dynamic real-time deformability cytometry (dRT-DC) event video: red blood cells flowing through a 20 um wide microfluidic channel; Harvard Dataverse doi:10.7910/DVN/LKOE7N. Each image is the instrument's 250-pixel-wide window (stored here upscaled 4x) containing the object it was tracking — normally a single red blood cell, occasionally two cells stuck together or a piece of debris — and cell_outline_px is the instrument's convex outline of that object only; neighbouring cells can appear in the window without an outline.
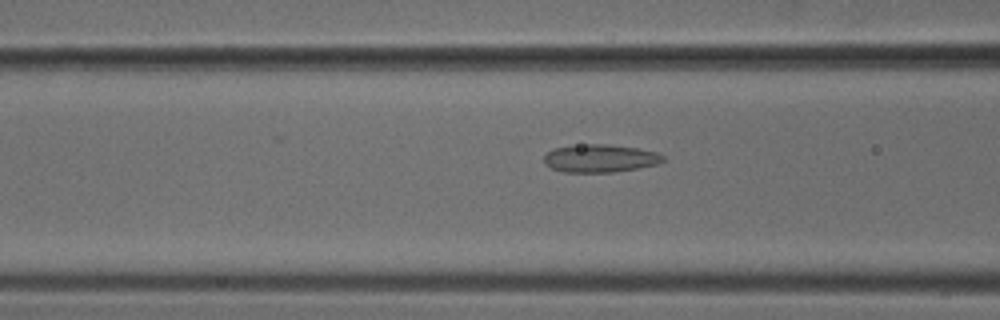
{"species": "common noctule bat (a hibernating species)", "species_latin": "Nyctalus noctula", "temperature_condition": "cold", "stored_images_in_passage": 35, "camera_frame_rate_fps": 3000, "um_per_image_px": 0.085, "animal": {"sex": "male", "body_mass_g": 18.8}, "frame": {"image": 1, "passage_image": 4, "time_ms": 1.0, "image_size_px": [1000, 320], "cell_outline_px": [[664, 160], [660, 164], [616, 172], [564, 172], [552, 168], [544, 164], [544, 156], [552, 148], [588, 144], [608, 144], [636, 148], [656, 152], [664, 156]], "centroid_in_image_um": [51.02, 13.46], "position_along_channel_um": 115.6, "area_um2": 19.36}}
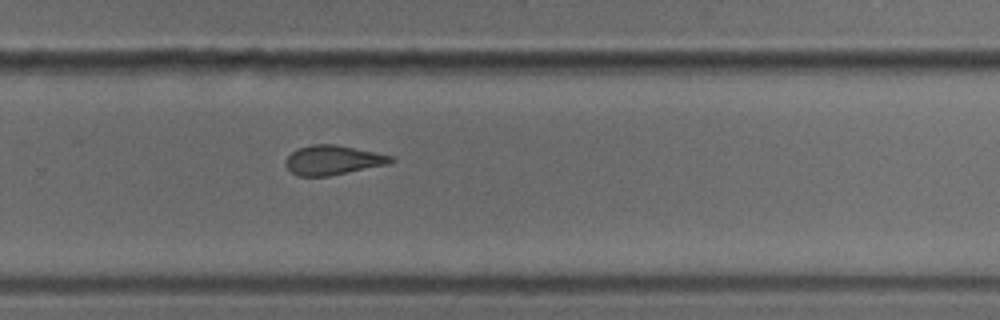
{"frame": {"image": 2, "passage_image": 18, "time_ms": 5.667, "image_size_px": [1000, 320], "cell_outline_px": [[396, 160], [388, 164], [328, 176], [296, 176], [284, 164], [284, 160], [296, 148], [312, 144], [336, 144], [392, 156]], "centroid_in_image_um": [28.25, 13.6], "position_along_channel_um": 301.5, "area_um2": 18.03}}
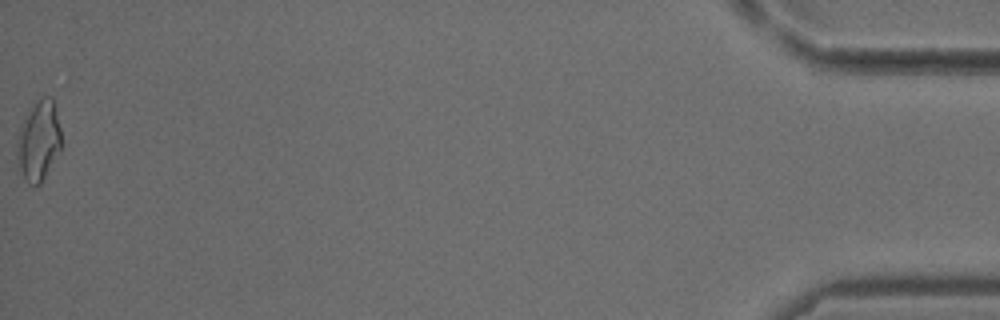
{"frame": {"image": 3, "passage_image": 35, "time_ms": 11.333, "image_size_px": [1000, 320], "cell_outline_px": [[60, 148], [40, 184], [28, 184], [20, 172], [16, 152], [16, 144], [20, 124], [36, 100], [44, 96], [52, 96], [60, 128]], "centroid_in_image_um": [3.25, 11.94], "position_along_channel_um": 432.0, "area_um2": 20.4}}